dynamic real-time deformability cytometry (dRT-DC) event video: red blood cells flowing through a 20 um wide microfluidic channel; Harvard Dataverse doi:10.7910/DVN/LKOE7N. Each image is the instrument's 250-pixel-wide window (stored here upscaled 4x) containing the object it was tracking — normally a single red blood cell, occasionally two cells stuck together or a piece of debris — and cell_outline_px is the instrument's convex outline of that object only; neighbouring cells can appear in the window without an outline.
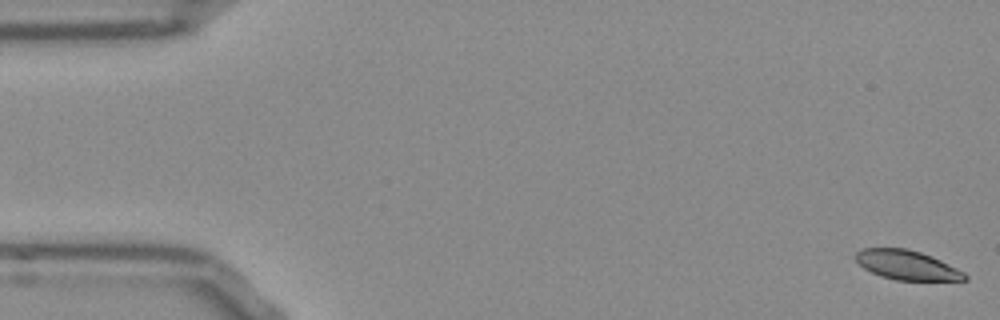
{"species": "Egyptian fruit bat (a non-hibernating species)", "species_latin": "Rousettus aegyptiacus", "temperature_condition": "room temperature", "stored_images_in_passage": 54, "camera_frame_rate_fps": 3000, "um_per_image_px": 0.085, "frame": {"image": 1, "passage_image": 1, "time_ms": 0.0, "image_size_px": [1000, 320], "cell_outline_px": [[968, 280], [896, 280], [880, 276], [864, 268], [856, 260], [856, 252], [860, 248], [908, 248], [932, 256], [964, 272], [968, 276]], "centroid_in_image_um": [77.08, 22.52], "position_along_channel_um": 7.9, "area_um2": 18.61}}
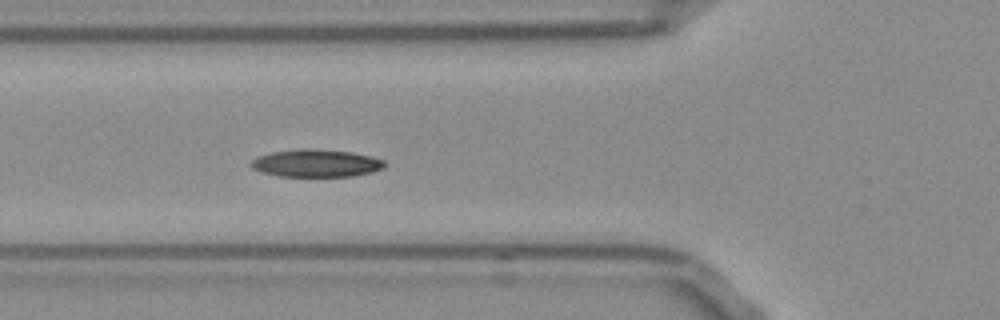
{"frame": {"image": 2, "passage_image": 19, "time_ms": 6.0, "image_size_px": [1000, 320], "cell_outline_px": [[384, 168], [372, 172], [352, 176], [280, 176], [260, 172], [252, 168], [248, 164], [256, 156], [272, 152], [296, 148], [312, 148], [352, 152], [372, 156], [384, 160]], "centroid_in_image_um": [26.83, 13.86], "position_along_channel_um": 99.0, "area_um2": 21.73}}
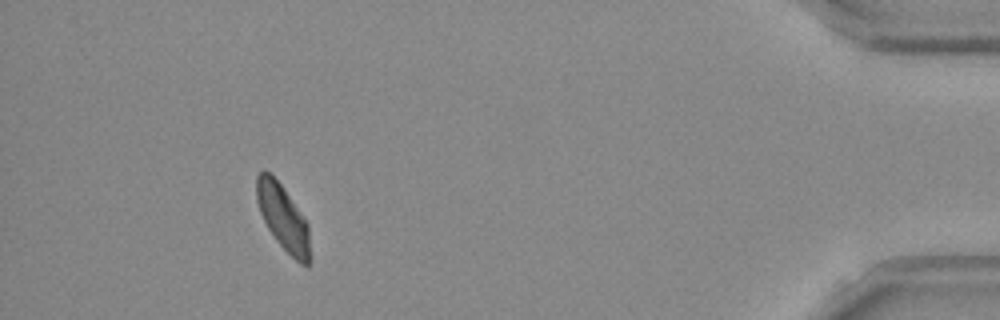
{"frame": {"image": 3, "passage_image": 49, "time_ms": 16.0, "image_size_px": [1000, 320], "cell_outline_px": [[312, 260], [308, 268], [300, 264], [276, 240], [268, 228], [260, 212], [256, 200], [256, 176], [264, 168], [284, 188], [308, 224], [312, 256]], "centroid_in_image_um": [24.09, 18.54], "position_along_channel_um": 411.1, "area_um2": 20.58}, "authors_computed_cell_mechanics": {"area_um2": 20.8369, "velocity_mm_per_s": 3.7713, "shape_relaxation_time_tau1_ms": 4.7698, "shape_relaxation_time_tau2_ms": 5.6112, "deformation_change_tau1": 0.1182, "deformation_change_tau2": 0.0806}}